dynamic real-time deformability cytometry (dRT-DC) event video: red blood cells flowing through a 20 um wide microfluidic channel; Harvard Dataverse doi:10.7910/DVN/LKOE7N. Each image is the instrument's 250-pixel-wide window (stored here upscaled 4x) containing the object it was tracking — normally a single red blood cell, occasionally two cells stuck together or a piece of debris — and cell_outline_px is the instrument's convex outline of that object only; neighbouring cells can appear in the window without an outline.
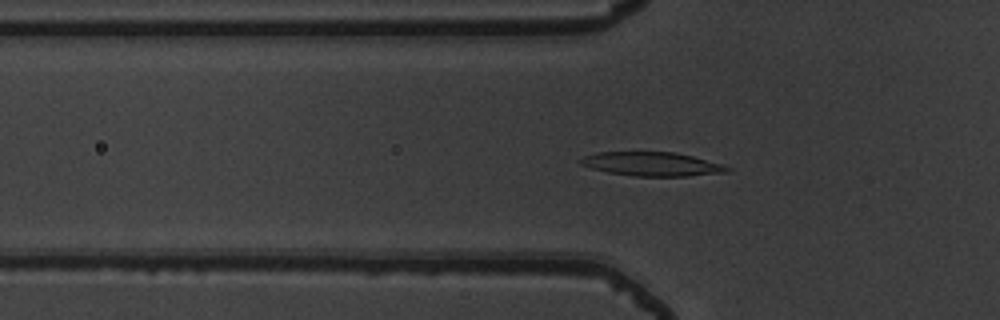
{"species": "common noctule bat (a hibernating species)", "species_latin": "Nyctalus noctula", "temperature_condition": "warm", "stored_images_in_passage": 47, "camera_frame_rate_fps": 3000, "um_per_image_px": 0.085, "animal": {"sex": "male", "body_mass_g": 19.5, "forearm_length_mm": 54.6}, "frame": {"image": 1, "passage_image": 18, "time_ms": 5.667, "image_size_px": [1000, 320], "cell_outline_px": [[732, 168], [728, 172], [688, 176], [632, 176], [608, 172], [592, 168], [580, 164], [576, 160], [584, 156], [596, 152], [676, 152], [724, 164]], "centroid_in_image_um": [55.42, 13.94], "position_along_channel_um": 70.4, "area_um2": 20.58}}
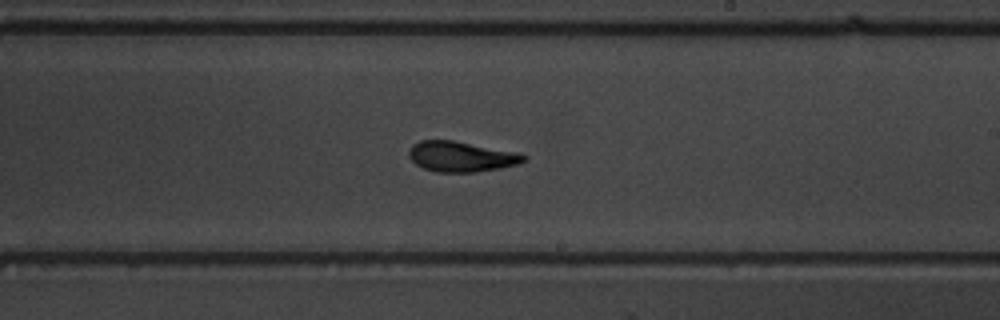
{"frame": {"image": 2, "passage_image": 32, "time_ms": 10.333, "image_size_px": [1000, 320], "cell_outline_px": [[528, 160], [520, 164], [500, 168], [476, 172], [436, 172], [424, 168], [416, 164], [408, 156], [408, 152], [412, 144], [420, 140], [452, 140], [520, 152], [528, 156]], "centroid_in_image_um": [39.25, 13.3], "position_along_channel_um": 249.7, "area_um2": 20.63}}
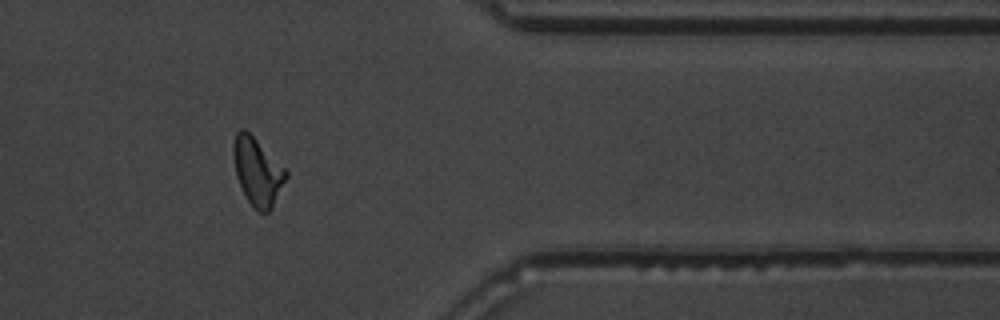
{"frame": {"image": 3, "passage_image": 44, "time_ms": 14.333, "image_size_px": [1000, 320], "cell_outline_px": [[288, 176], [272, 208], [268, 212], [260, 212], [248, 200], [236, 176], [232, 152], [232, 148], [236, 132], [240, 128], [244, 128], [288, 172]], "centroid_in_image_um": [21.87, 14.58], "position_along_channel_um": 389.5, "area_um2": 20.23}, "authors_computed_cell_mechanics": {"area_um2": 20.23, "velocity_mm_per_s": 3.8575, "shape_relaxation_time_tau1_ms": 4.0633, "shape_relaxation_time_tau2_ms": 1.7201, "deformation_change_tau1": 0.1841, "deformation_change_tau2": 0.0963}}